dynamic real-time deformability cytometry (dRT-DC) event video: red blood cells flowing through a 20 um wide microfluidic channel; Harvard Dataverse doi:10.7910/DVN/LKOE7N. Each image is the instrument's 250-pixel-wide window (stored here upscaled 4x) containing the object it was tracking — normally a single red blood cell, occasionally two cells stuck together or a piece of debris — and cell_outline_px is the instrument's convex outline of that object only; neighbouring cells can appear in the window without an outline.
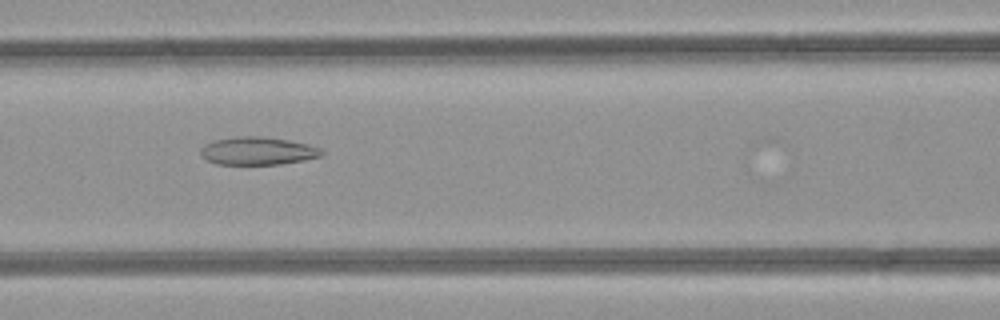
{"species": "common noctule bat (a hibernating species)", "species_latin": "Nyctalus noctula", "temperature_condition": "room temperature", "stored_images_in_passage": 49, "camera_frame_rate_fps": 3000, "um_per_image_px": 0.085, "animal": {"sex": "female", "body_mass_g": 21.9}, "frame": {"image": 1, "passage_image": 21, "time_ms": 6.667, "image_size_px": [1000, 320], "cell_outline_px": [[324, 152], [320, 156], [304, 160], [280, 164], [216, 164], [200, 156], [200, 148], [204, 144], [212, 140], [236, 136], [260, 136], [288, 140], [308, 144], [320, 148]], "centroid_in_image_um": [21.86, 12.82], "position_along_channel_um": 144.7, "area_um2": 19.77}}
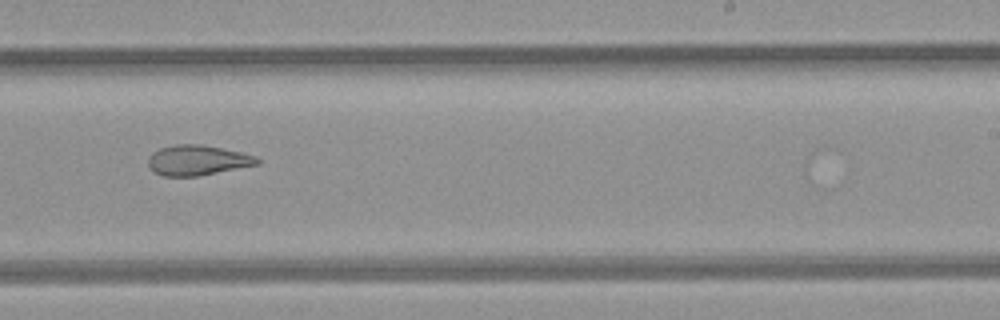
{"frame": {"image": 2, "passage_image": 30, "time_ms": 9.667, "image_size_px": [1000, 320], "cell_outline_px": [[260, 164], [196, 176], [164, 176], [156, 172], [148, 164], [148, 156], [152, 152], [160, 148], [176, 144], [200, 144], [240, 152], [256, 156], [260, 160]], "centroid_in_image_um": [16.78, 13.61], "position_along_channel_um": 272.2, "area_um2": 18.96}}
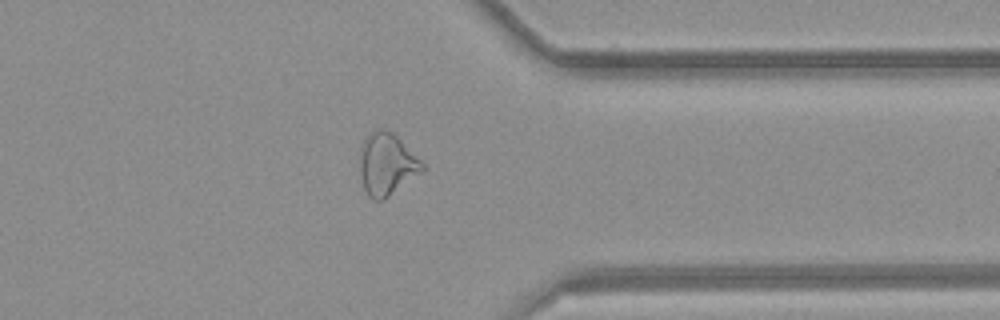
{"frame": {"image": 3, "passage_image": 38, "time_ms": 12.333, "image_size_px": [1000, 320], "cell_outline_px": [[424, 168], [420, 172], [384, 200], [372, 200], [368, 196], [364, 188], [360, 172], [360, 152], [364, 140], [376, 128], [384, 128], [392, 132], [424, 164]], "centroid_in_image_um": [32.84, 13.96], "position_along_channel_um": 378.6, "area_um2": 22.14}, "authors_computed_cell_mechanics": {"area_um2": 24.6806, "velocity_mm_per_s": 4.2685, "shape_relaxation_time_tau1_ms": null, "shape_relaxation_time_tau2_ms": 3.1398, "deformation_change_tau1": null, "deformation_change_tau2": 0.1227}}